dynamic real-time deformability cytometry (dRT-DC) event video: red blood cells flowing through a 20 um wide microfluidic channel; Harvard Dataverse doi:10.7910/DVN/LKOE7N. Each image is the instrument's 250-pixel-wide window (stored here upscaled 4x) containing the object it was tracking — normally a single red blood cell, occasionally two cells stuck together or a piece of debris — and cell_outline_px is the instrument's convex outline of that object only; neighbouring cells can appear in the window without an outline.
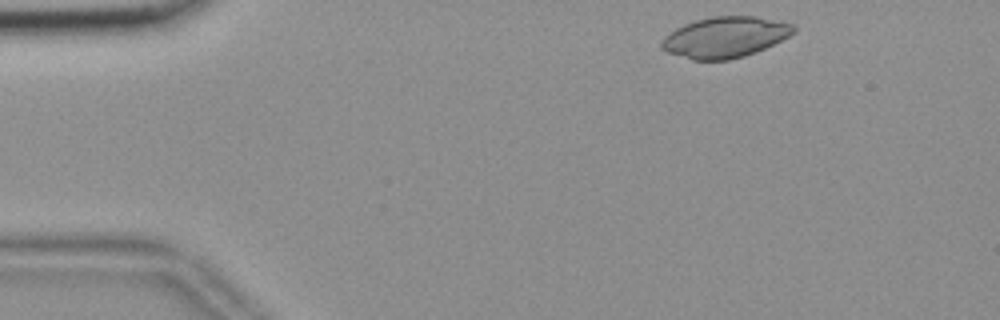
{"species": "common noctule bat (a hibernating species)", "species_latin": "Nyctalus noctula", "temperature_condition": "room temperature", "stored_images_in_passage": 49, "camera_frame_rate_fps": 3000, "um_per_image_px": 0.085, "animal": {"sex": "female", "body_mass_g": 18.4}, "frame": {"image": 1, "passage_image": 1, "time_ms": 0.0, "image_size_px": [1000, 320], "cell_outline_px": [[796, 32], [756, 52], [744, 56], [728, 60], [692, 60], [668, 52], [660, 48], [660, 40], [664, 36], [676, 28], [684, 24], [696, 20], [712, 16], [756, 16], [776, 20], [792, 24], [796, 28]], "centroid_in_image_um": [61.6, 3.16], "position_along_channel_um": 23.4, "area_um2": 31.39}}
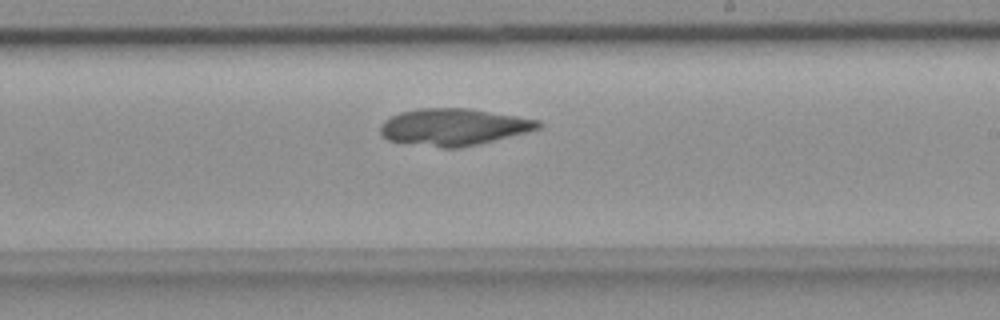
{"frame": {"image": 2, "passage_image": 26, "time_ms": 8.333, "image_size_px": [1000, 320], "cell_outline_px": [[544, 124], [540, 128], [460, 148], [440, 148], [388, 140], [380, 132], [380, 124], [384, 120], [400, 112], [416, 108], [468, 108], [540, 120]], "centroid_in_image_um": [38.52, 10.78], "position_along_channel_um": 250.5, "area_um2": 33.7}}
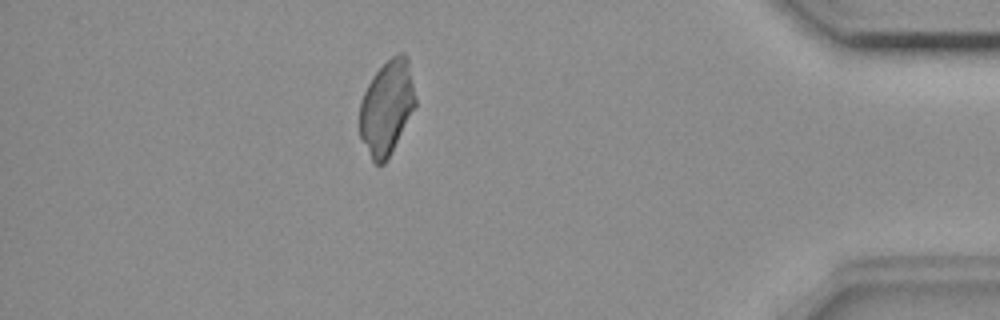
{"frame": {"image": 3, "passage_image": 42, "time_ms": 13.667, "image_size_px": [1000, 320], "cell_outline_px": [[416, 104], [388, 160], [384, 164], [376, 164], [372, 160], [360, 136], [360, 100], [372, 76], [392, 56], [400, 52], [404, 52], [408, 60], [416, 100]], "centroid_in_image_um": [32.87, 9.14], "position_along_channel_um": 402.3, "area_um2": 30.35}}